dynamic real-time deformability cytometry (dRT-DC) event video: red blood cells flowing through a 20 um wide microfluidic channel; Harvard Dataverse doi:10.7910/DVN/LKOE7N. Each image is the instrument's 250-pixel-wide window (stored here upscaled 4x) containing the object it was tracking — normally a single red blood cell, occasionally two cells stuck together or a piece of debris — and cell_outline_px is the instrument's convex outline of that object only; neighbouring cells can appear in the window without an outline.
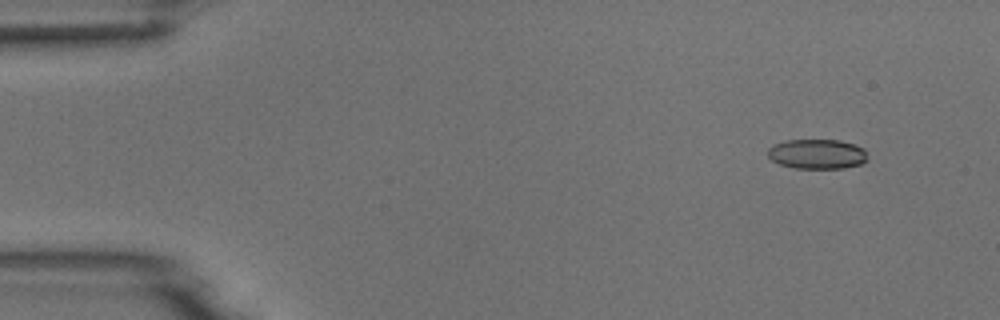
{"species": "common noctule bat (a hibernating species)", "species_latin": "Nyctalus noctula", "temperature_condition": "room temperature", "stored_images_in_passage": 4, "camera_frame_rate_fps": 3000, "um_per_image_px": 0.085, "animal": {"sex": "male", "body_mass_g": 18.8}, "frame": {"image": 1, "passage_image": 1, "time_ms": 0.0, "image_size_px": [1000, 320], "cell_outline_px": [[868, 160], [860, 164], [844, 168], [792, 168], [780, 164], [772, 160], [768, 156], [768, 148], [772, 144], [788, 140], [840, 140], [864, 148]], "centroid_in_image_um": [69.44, 13.09], "position_along_channel_um": 15.6, "area_um2": 17.34}}
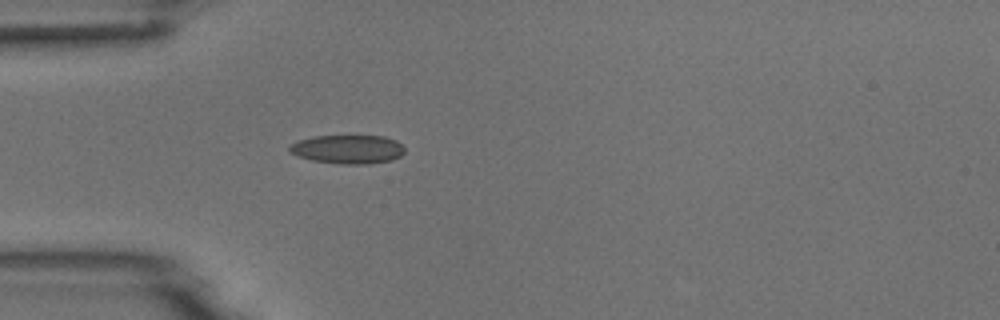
{"frame": {"image": 2, "passage_image": 4, "time_ms": 1.0, "image_size_px": [1000, 320], "cell_outline_px": [[404, 152], [400, 156], [392, 160], [368, 164], [336, 164], [312, 160], [296, 156], [288, 152], [288, 148], [296, 140], [312, 136], [384, 136], [396, 140], [404, 148]], "centroid_in_image_um": [29.52, 12.69], "position_along_channel_um": 55.5, "area_um2": 19.54}}